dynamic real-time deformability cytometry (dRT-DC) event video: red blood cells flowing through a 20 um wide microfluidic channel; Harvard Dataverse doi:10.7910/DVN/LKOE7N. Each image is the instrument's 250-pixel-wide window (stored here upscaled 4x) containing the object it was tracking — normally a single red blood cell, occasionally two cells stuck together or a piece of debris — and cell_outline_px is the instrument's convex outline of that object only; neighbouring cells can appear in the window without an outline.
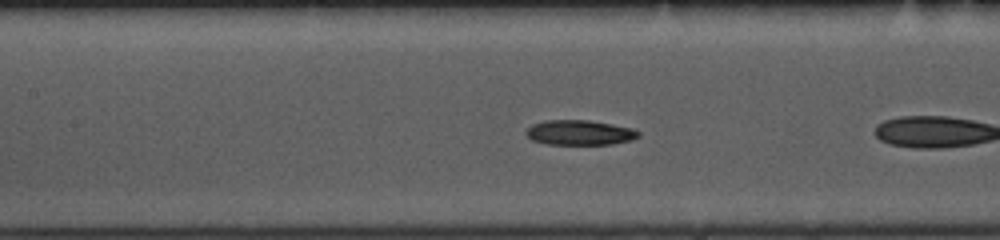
{"species": "common noctule bat (a hibernating species)", "species_latin": "Nyctalus noctula", "temperature_condition": "cold", "stored_images_in_passage": 28, "camera_frame_rate_fps": 3000, "um_per_image_px": 0.085, "animal": {"sex": "female", "body_mass_g": 10.0, "forearm_length_mm": 53.1}, "frame": {"image": 1, "passage_image": 9, "time_ms": 2.667, "image_size_px": [1000, 240], "cell_outline_px": [[640, 136], [632, 140], [612, 144], [548, 144], [532, 140], [524, 132], [532, 124], [544, 120], [588, 120], [612, 124], [632, 128], [640, 132]], "centroid_in_image_um": [49.28, 11.26], "position_along_channel_um": 158.1, "area_um2": 16.36}, "authors_computed_cell_mechanics": {"area_um2": 16.7331, "velocity_mm_per_s": 3.6983, "shape_relaxation_time_tau1_ms": null, "shape_relaxation_time_tau2_ms": 8.3786, "deformation_change_tau1": null, "deformation_change_tau2": 0.1671}}